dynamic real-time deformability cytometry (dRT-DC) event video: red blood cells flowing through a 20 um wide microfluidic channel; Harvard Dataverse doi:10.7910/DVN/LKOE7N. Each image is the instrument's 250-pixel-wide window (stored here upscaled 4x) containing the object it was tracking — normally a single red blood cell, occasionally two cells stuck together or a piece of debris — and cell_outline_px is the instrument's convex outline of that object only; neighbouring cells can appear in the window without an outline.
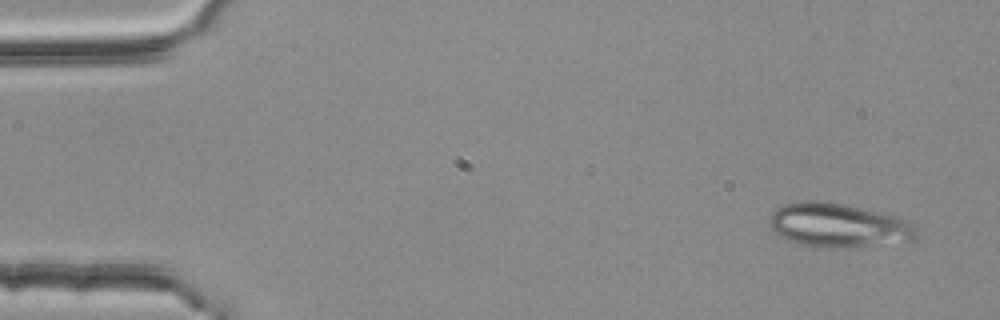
{"species": "common noctule bat (a hibernating species)", "species_latin": "Nyctalus noctula", "temperature_condition": "room temperature", "stored_images_in_passage": 5, "camera_frame_rate_fps": 3000, "um_per_image_px": 0.085, "animal": {"sex": "female", "body_mass_g": 25.1}, "frame": {"image": 1, "passage_image": 1, "time_ms": 0.0, "image_size_px": [1000, 320], "cell_outline_px": [[916, 240], [848, 248], [820, 248], [800, 244], [788, 240], [780, 236], [772, 228], [768, 220], [772, 212], [776, 208], [784, 204], [800, 200], [816, 200], [840, 204], [900, 216], [912, 220], [916, 224]], "centroid_in_image_um": [71.3, 19.15], "position_along_channel_um": 13.7, "area_um2": 38.15}}